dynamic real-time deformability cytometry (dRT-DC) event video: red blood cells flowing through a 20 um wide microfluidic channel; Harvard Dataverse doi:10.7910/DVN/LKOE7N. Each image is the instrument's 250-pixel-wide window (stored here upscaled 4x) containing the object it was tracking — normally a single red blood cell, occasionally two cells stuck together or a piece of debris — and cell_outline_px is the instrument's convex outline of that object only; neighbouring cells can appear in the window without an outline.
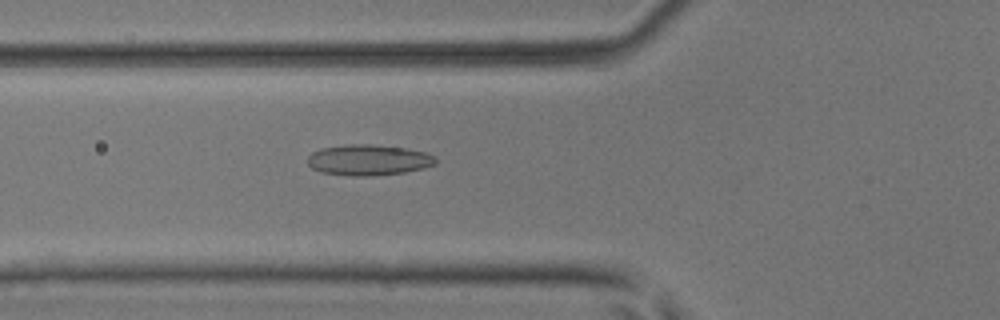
{"species": "common noctule bat (a hibernating species)", "species_latin": "Nyctalus noctula", "temperature_condition": "room temperature", "stored_images_in_passage": 50, "camera_frame_rate_fps": 3000, "um_per_image_px": 0.085, "animal": {"sex": "male", "body_mass_g": 17.9, "forearm_length_mm": 54.2}, "frame": {"image": 1, "passage_image": 19, "time_ms": 6.0, "image_size_px": [1000, 320], "cell_outline_px": [[436, 164], [424, 168], [404, 172], [372, 176], [352, 176], [320, 172], [312, 168], [308, 164], [308, 156], [312, 152], [320, 148], [348, 144], [372, 144], [404, 148], [424, 152], [436, 156]], "centroid_in_image_um": [31.31, 13.6], "position_along_channel_um": 94.5, "area_um2": 23.06}}
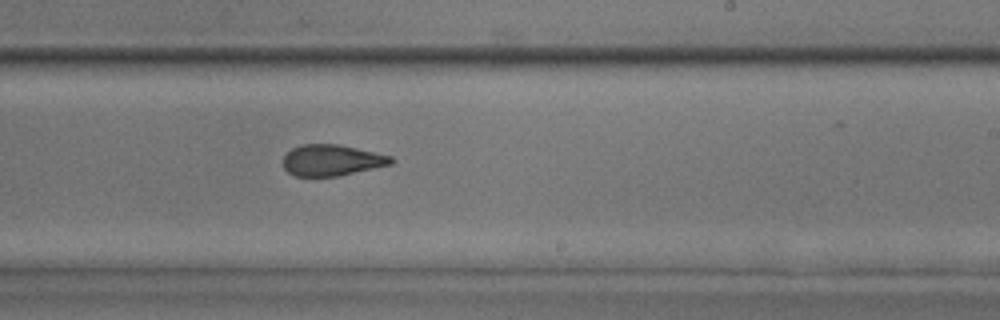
{"frame": {"image": 2, "passage_image": 31, "time_ms": 10.0, "image_size_px": [1000, 320], "cell_outline_px": [[396, 160], [392, 164], [340, 176], [296, 176], [288, 172], [284, 168], [284, 156], [292, 148], [300, 144], [340, 144], [392, 156]], "centroid_in_image_um": [28.23, 13.61], "position_along_channel_um": 260.8, "area_um2": 19.71}}
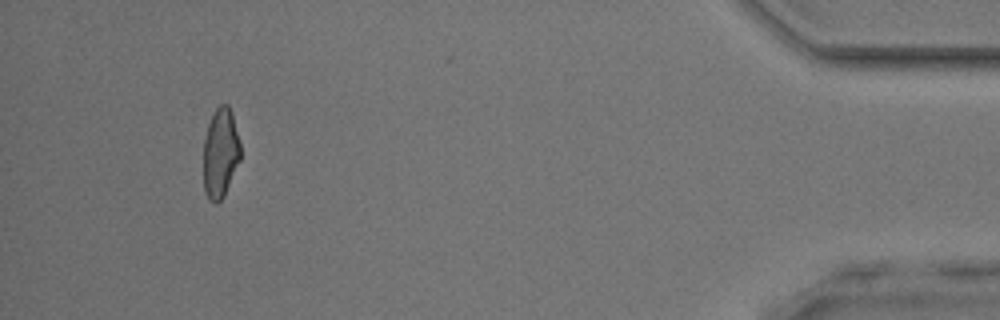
{"frame": {"image": 3, "passage_image": 47, "time_ms": 15.333, "image_size_px": [1000, 320], "cell_outline_px": [[240, 160], [224, 196], [216, 204], [204, 192], [204, 140], [208, 124], [216, 108], [220, 104], [228, 104], [232, 112], [240, 140]], "centroid_in_image_um": [18.75, 12.98], "position_along_channel_um": 416.4, "area_um2": 19.31}, "authors_computed_cell_mechanics": {"area_um2": 21.0103, "velocity_mm_per_s": 4.1728, "shape_relaxation_time_tau1_ms": null, "shape_relaxation_time_tau2_ms": 1.8105, "deformation_change_tau1": null, "deformation_change_tau2": 0.0986}}